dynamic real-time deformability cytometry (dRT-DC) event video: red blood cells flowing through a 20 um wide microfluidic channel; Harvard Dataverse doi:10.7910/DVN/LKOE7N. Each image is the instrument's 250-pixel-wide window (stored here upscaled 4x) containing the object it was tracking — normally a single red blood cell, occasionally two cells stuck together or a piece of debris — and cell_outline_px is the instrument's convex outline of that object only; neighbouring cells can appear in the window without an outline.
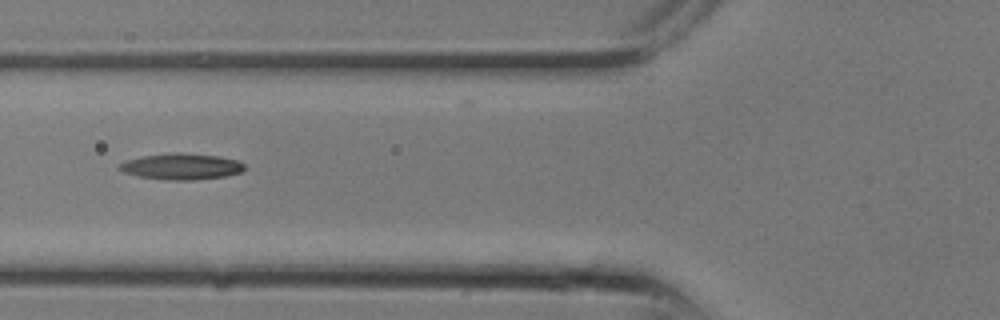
{"species": "common noctule bat (a hibernating species)", "species_latin": "Nyctalus noctula", "temperature_condition": "room temperature", "stored_images_in_passage": 4, "camera_frame_rate_fps": 3000, "um_per_image_px": 0.085, "animal": {"sex": "male", "body_mass_g": 13.3}, "frame": {"image": 1, "passage_image": 2, "time_ms": 0.333, "image_size_px": [1000, 320], "cell_outline_px": [[244, 168], [240, 172], [224, 176], [192, 180], [168, 180], [140, 176], [124, 172], [116, 168], [120, 164], [128, 160], [144, 156], [176, 152], [180, 152], [220, 156], [236, 160], [244, 164]], "centroid_in_image_um": [15.42, 14.14], "position_along_channel_um": 110.4, "area_um2": 18.79}}